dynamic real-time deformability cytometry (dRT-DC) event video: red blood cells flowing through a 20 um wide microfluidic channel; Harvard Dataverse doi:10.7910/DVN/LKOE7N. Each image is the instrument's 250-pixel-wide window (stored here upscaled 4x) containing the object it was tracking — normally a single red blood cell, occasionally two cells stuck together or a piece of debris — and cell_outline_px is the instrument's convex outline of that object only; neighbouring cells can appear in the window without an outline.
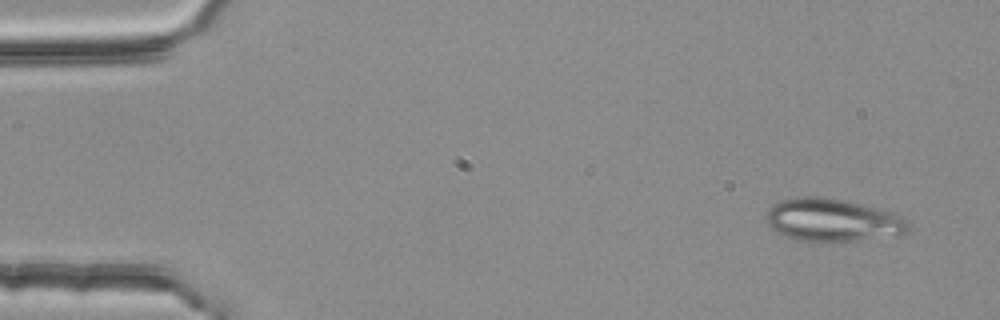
{"species": "common noctule bat (a hibernating species)", "species_latin": "Nyctalus noctula", "temperature_condition": "room temperature", "stored_images_in_passage": 4, "camera_frame_rate_fps": 3000, "um_per_image_px": 0.085, "animal": {"sex": "female", "body_mass_g": 25.1}, "frame": {"image": 1, "passage_image": 1, "time_ms": 0.0, "image_size_px": [1000, 320], "cell_outline_px": [[908, 228], [904, 232], [856, 240], [796, 240], [776, 232], [768, 224], [768, 212], [780, 200], [796, 196], [820, 196], [844, 200], [896, 212], [904, 216], [908, 220]], "centroid_in_image_um": [70.77, 18.66], "position_along_channel_um": 14.2, "area_um2": 34.68}}